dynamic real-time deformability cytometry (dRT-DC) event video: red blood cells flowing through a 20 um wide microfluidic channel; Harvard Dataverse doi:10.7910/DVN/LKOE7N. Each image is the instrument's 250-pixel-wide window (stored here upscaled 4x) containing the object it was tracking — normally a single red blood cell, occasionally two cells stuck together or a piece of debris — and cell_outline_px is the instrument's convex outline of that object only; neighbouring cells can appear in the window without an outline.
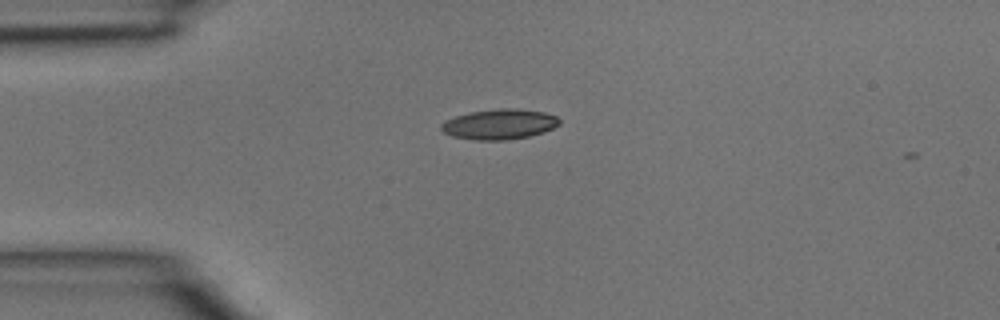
{"species": "common noctule bat (a hibernating species)", "species_latin": "Nyctalus noctula", "temperature_condition": "room temperature", "stored_images_in_passage": 2, "camera_frame_rate_fps": 3000, "um_per_image_px": 0.085, "animal": {"sex": "male", "body_mass_g": 15.6}, "frame": {"image": 1, "passage_image": 1, "time_ms": 0.0, "image_size_px": [1000, 320], "cell_outline_px": [[560, 124], [544, 132], [528, 136], [504, 140], [476, 140], [452, 136], [444, 132], [440, 128], [440, 124], [444, 120], [456, 116], [472, 112], [500, 108], [516, 108], [544, 112], [556, 116], [560, 120]], "centroid_in_image_um": [42.44, 10.55], "position_along_channel_um": 42.6, "area_um2": 20.75}}